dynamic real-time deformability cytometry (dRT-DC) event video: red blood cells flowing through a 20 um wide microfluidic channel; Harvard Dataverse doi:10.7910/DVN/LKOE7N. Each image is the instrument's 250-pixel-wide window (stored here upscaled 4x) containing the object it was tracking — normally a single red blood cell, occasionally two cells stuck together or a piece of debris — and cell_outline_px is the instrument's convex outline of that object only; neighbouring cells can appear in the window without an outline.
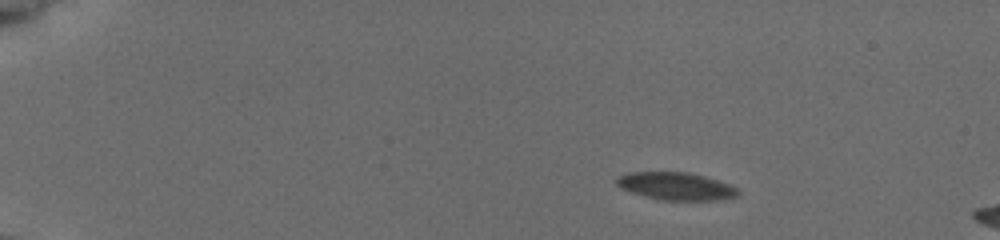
{"species": "common noctule bat (a hibernating species)", "species_latin": "Nyctalus noctula", "temperature_condition": "cold", "stored_images_in_passage": 18, "camera_frame_rate_fps": 3000, "um_per_image_px": 0.085, "animal": {"sex": "female", "body_mass_g": 19.5, "forearm_length_mm": 54.1}, "frame": {"image": 1, "passage_image": 11, "time_ms": 3.333, "image_size_px": [1000, 240], "cell_outline_px": [[740, 192], [736, 196], [716, 200], [664, 200], [632, 192], [616, 184], [616, 180], [620, 176], [632, 172], [684, 172], [716, 180], [728, 184], [736, 188]], "centroid_in_image_um": [57.47, 15.83], "position_along_channel_um": 27.5, "area_um2": 18.84}}